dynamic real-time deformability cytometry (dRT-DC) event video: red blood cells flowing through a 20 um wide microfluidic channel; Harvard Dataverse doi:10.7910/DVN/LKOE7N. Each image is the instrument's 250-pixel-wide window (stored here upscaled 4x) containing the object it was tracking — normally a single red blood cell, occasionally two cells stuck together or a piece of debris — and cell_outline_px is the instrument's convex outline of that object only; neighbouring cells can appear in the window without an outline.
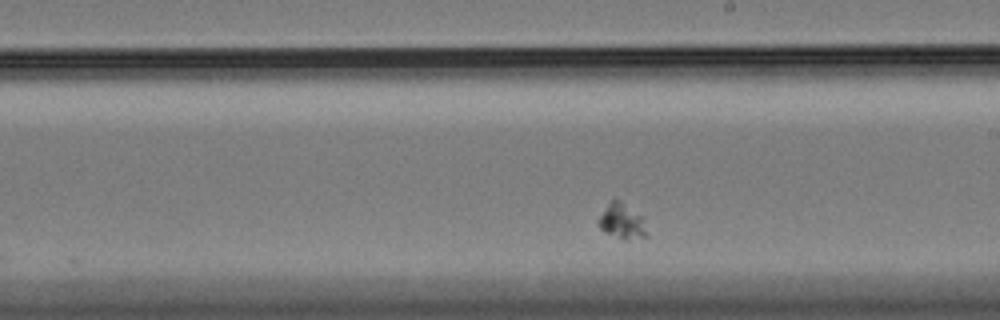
{"species": "Egyptian fruit bat (a non-hibernating species)", "species_latin": "Rousettus aegyptiacus", "temperature_condition": "cold", "stored_images_in_passage": 30, "camera_frame_rate_fps": 3000, "um_per_image_px": 0.085, "animal": {"sex": "female"}, "frame": {"image": 1, "passage_image": 19, "time_ms": 6.0, "image_size_px": [1000, 320], "cell_outline_px": [[648, 236], [624, 240], [604, 232], [596, 224], [600, 216], [608, 204], [612, 200], [620, 200], [644, 216]], "centroid_in_image_um": [52.9, 18.82], "position_along_channel_um": 236.1, "area_um2": 10.06}}